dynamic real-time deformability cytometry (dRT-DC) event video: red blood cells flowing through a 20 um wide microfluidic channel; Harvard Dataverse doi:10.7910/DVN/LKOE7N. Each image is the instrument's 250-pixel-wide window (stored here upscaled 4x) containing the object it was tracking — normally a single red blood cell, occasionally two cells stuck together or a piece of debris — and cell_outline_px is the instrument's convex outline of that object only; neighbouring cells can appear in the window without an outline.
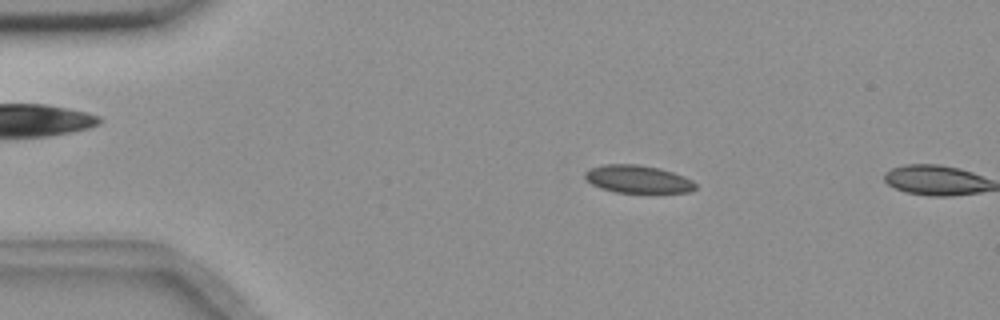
{"species": "common noctule bat (a hibernating species)", "species_latin": "Nyctalus noctula", "temperature_condition": "room temperature", "stored_images_in_passage": 11, "camera_frame_rate_fps": 3000, "um_per_image_px": 0.085, "animal": {"sex": "female", "body_mass_g": 18.4}, "frame": {"image": 1, "passage_image": 10, "time_ms": 3.0, "image_size_px": [1000, 320], "cell_outline_px": [[696, 188], [692, 192], [616, 192], [600, 188], [584, 180], [584, 172], [588, 168], [604, 164], [636, 164], [660, 168], [684, 176], [692, 180], [696, 184]], "centroid_in_image_um": [54.17, 15.22], "position_along_channel_um": 30.8, "area_um2": 17.98}}